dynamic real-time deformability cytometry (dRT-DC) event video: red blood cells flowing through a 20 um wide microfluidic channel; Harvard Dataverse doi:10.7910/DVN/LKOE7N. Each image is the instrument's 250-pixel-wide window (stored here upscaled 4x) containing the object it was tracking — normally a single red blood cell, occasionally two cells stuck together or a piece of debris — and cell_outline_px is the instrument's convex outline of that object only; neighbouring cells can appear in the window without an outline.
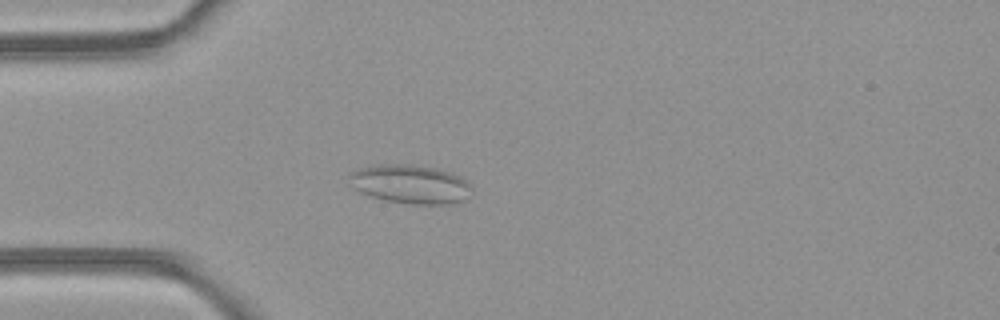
{"species": "common noctule bat (a hibernating species)", "species_latin": "Nyctalus noctula", "temperature_condition": "room temperature", "stored_images_in_passage": 41, "camera_frame_rate_fps": 3000, "um_per_image_px": 0.085, "animal": {"sex": "female", "body_mass_g": 21.9}, "frame": {"image": 1, "passage_image": 6, "time_ms": 1.667, "image_size_px": [1000, 320], "cell_outline_px": [[472, 188], [464, 200], [452, 204], [408, 204], [384, 200], [360, 192], [352, 188], [348, 184], [348, 172], [372, 164], [408, 164], [436, 168], [452, 172], [460, 176]], "centroid_in_image_um": [34.81, 15.64], "position_along_channel_um": 50.2, "area_um2": 28.09}}
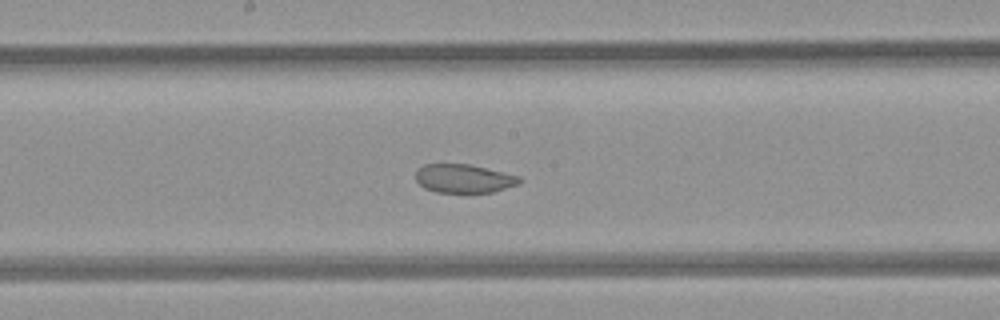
{"frame": {"image": 2, "passage_image": 18, "time_ms": 5.667, "image_size_px": [1000, 320], "cell_outline_px": [[524, 180], [520, 184], [492, 192], [436, 192], [424, 188], [416, 180], [416, 172], [424, 164], [468, 164], [520, 176]], "centroid_in_image_um": [39.46, 15.18], "position_along_channel_um": 208.7, "area_um2": 17.22}}
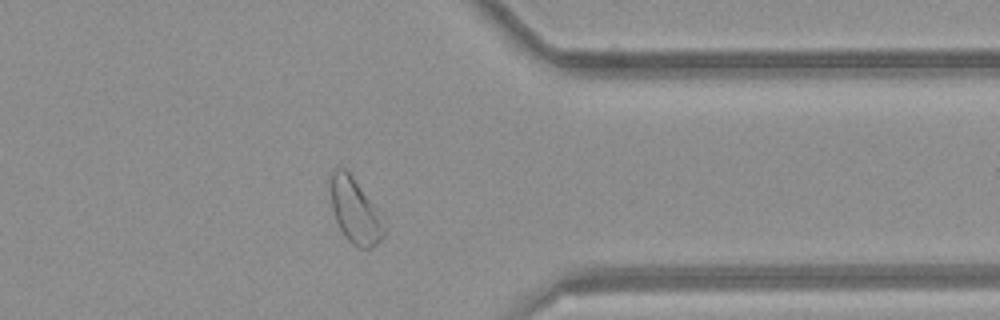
{"frame": {"image": 3, "passage_image": 31, "time_ms": 10.0, "image_size_px": [1000, 320], "cell_outline_px": [[384, 236], [372, 248], [356, 248], [344, 236], [336, 220], [332, 208], [328, 184], [332, 168], [344, 168], [352, 176], [368, 200], [384, 228]], "centroid_in_image_um": [30.07, 17.92], "position_along_channel_um": 381.3, "area_um2": 19.59}, "authors_computed_cell_mechanics": {"area_um2": 20.4034, "velocity_mm_per_s": 4.2347, "shape_relaxation_time_tau1_ms": null, "shape_relaxation_time_tau2_ms": 1.7394, "deformation_change_tau1": null, "deformation_change_tau2": 0.0634}}